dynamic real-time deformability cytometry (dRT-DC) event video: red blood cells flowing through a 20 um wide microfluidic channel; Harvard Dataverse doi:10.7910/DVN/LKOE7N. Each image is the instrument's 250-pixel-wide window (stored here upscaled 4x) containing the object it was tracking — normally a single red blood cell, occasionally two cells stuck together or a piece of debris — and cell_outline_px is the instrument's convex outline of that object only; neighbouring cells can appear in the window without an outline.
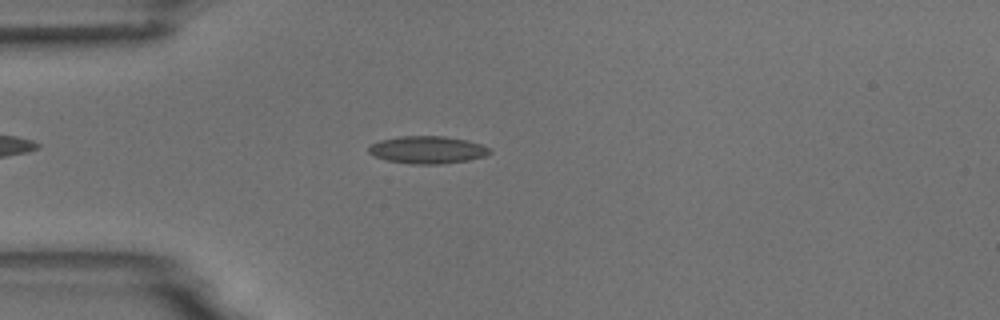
{"species": "common noctule bat (a hibernating species)", "species_latin": "Nyctalus noctula", "temperature_condition": "room temperature", "stored_images_in_passage": 4, "camera_frame_rate_fps": 3000, "um_per_image_px": 0.085, "animal": {"sex": "male", "body_mass_g": 18.8}, "frame": {"image": 1, "passage_image": 4, "time_ms": 4.0, "image_size_px": [1000, 320], "cell_outline_px": [[492, 152], [484, 156], [468, 160], [440, 164], [412, 164], [388, 160], [376, 156], [368, 152], [368, 144], [380, 140], [396, 136], [444, 136], [468, 140], [480, 144], [488, 148]], "centroid_in_image_um": [36.3, 12.72], "position_along_channel_um": 48.7, "area_um2": 19.36}}